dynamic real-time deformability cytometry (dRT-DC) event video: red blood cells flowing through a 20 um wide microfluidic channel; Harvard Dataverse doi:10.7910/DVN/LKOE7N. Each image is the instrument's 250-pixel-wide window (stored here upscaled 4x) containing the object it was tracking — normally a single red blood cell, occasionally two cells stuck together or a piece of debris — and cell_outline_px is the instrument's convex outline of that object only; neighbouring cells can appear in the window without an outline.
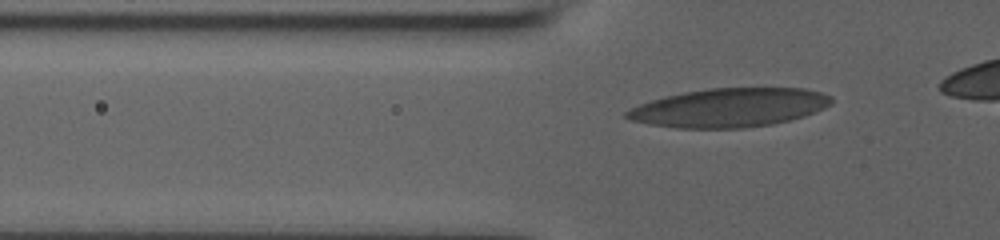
{"species": "human", "species_latin": "Homo sapiens", "temperature_condition": "room temperature", "stored_images_in_passage": 35, "camera_frame_rate_fps": 3000, "um_per_image_px": 0.085, "donor": {"sex": "male"}, "frame": {"image": 1, "passage_image": 4, "time_ms": 1.0, "image_size_px": [1000, 240], "cell_outline_px": [[832, 104], [824, 108], [804, 116], [772, 124], [744, 128], [676, 128], [648, 124], [632, 120], [624, 116], [624, 112], [640, 104], [664, 96], [684, 92], [708, 88], [804, 88], [820, 92], [832, 96]], "centroid_in_image_um": [62.0, 9.15], "position_along_channel_um": 63.8, "area_um2": 46.24}}
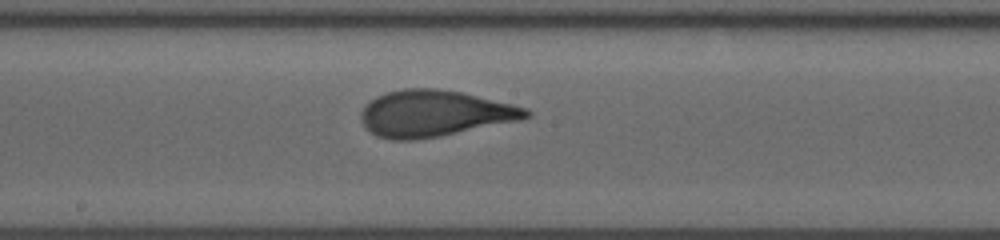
{"frame": {"image": 2, "passage_image": 16, "time_ms": 5.0, "image_size_px": [1000, 240], "cell_outline_px": [[532, 116], [520, 120], [440, 136], [416, 140], [392, 140], [376, 136], [364, 128], [360, 120], [360, 112], [364, 104], [376, 96], [388, 92], [404, 88], [436, 88], [464, 92], [528, 108], [532, 112]], "centroid_in_image_um": [36.9, 9.64], "position_along_channel_um": 211.3, "area_um2": 45.08}}
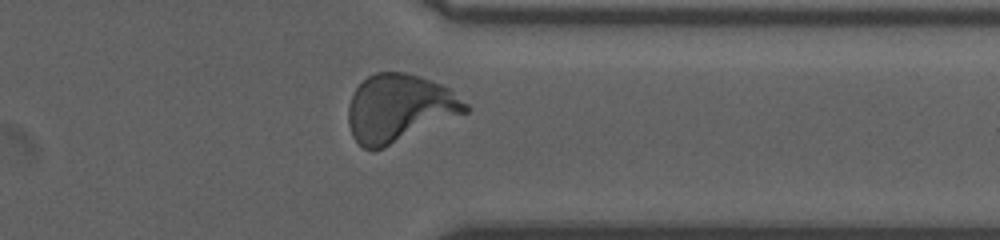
{"frame": {"image": 3, "passage_image": 29, "time_ms": 9.333, "image_size_px": [1000, 240], "cell_outline_px": [[468, 112], [384, 148], [364, 148], [352, 136], [348, 124], [348, 104], [356, 88], [368, 76], [376, 72], [404, 72], [420, 76], [440, 84], [448, 88], [468, 104]], "centroid_in_image_um": [33.93, 9.19], "position_along_channel_um": 377.5, "area_um2": 45.89}}